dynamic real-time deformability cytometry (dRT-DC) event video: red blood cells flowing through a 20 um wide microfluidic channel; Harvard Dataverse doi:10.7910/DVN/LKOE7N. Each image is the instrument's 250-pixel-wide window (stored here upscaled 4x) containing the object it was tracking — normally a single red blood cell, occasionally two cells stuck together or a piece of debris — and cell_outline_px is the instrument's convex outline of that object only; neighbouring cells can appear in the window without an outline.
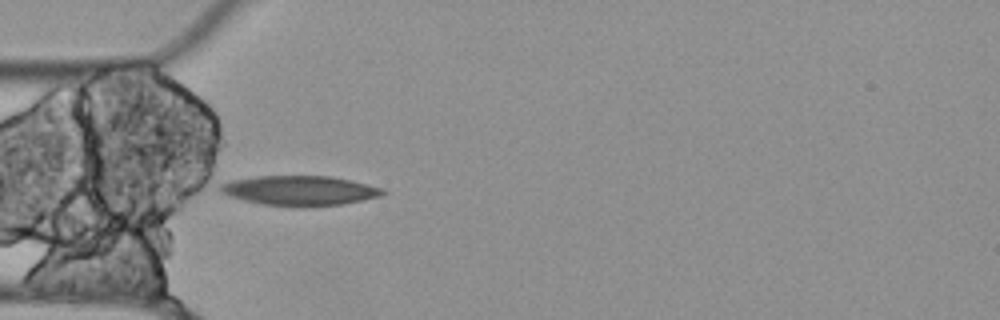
{"species": "Egyptian fruit bat (a non-hibernating species)", "species_latin": "Rousettus aegyptiacus", "temperature_condition": "cold", "stored_images_in_passage": 4, "camera_frame_rate_fps": 3000, "um_per_image_px": 0.085, "animal": {"sex": "female"}, "frame": {"image": 1, "passage_image": 1, "time_ms": 0.0, "image_size_px": [1000, 320], "cell_outline_px": [[388, 192], [380, 196], [340, 204], [264, 204], [244, 200], [220, 192], [216, 188], [220, 184], [232, 180], [256, 176], [332, 176], [384, 188]], "centroid_in_image_um": [25.46, 16.15], "position_along_channel_um": 59.5, "area_um2": 27.17}}
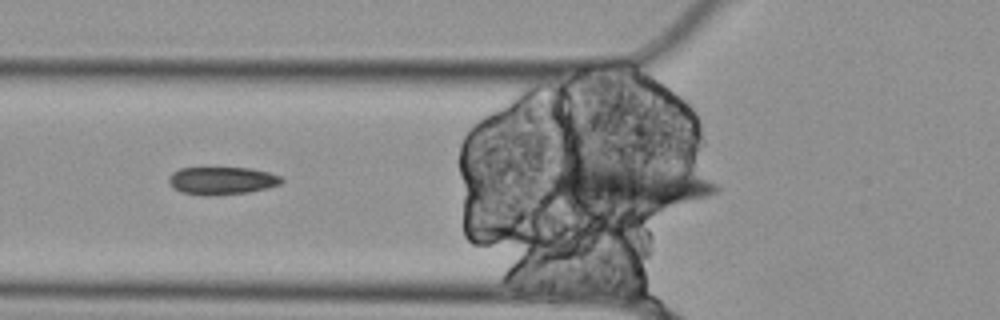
{"frame": {"image": 2, "passage_image": 2, "time_ms": 0.333, "image_size_px": [1000, 320], "cell_outline_px": [[284, 180], [280, 184], [268, 188], [248, 192], [216, 196], [204, 196], [180, 192], [172, 188], [168, 180], [172, 172], [180, 168], [252, 168], [268, 172], [280, 176]], "centroid_in_image_um": [18.84, 15.37], "position_along_channel_um": 107.0, "area_um2": 18.44}}